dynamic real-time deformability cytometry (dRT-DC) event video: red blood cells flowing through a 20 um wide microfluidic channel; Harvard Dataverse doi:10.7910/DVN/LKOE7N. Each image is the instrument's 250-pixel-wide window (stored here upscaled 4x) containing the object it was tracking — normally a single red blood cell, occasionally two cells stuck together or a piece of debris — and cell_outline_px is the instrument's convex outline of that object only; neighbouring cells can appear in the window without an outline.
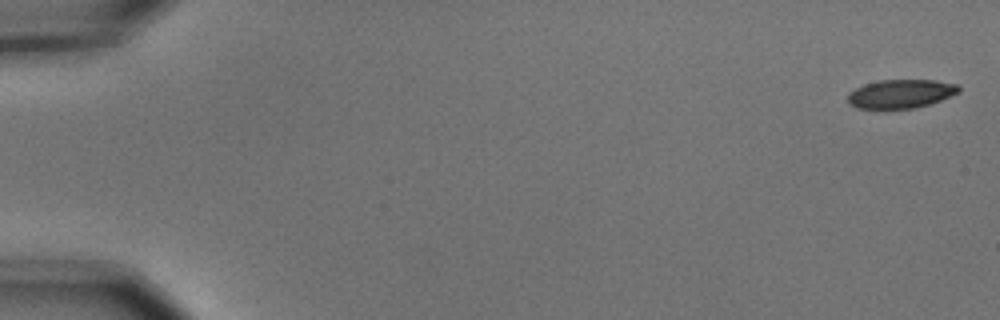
{"species": "common noctule bat (a hibernating species)", "species_latin": "Nyctalus noctula", "temperature_condition": "cold", "stored_images_in_passage": 7, "camera_frame_rate_fps": 3000, "um_per_image_px": 0.085, "animal": {"sex": "male", "body_mass_g": 15.6}, "frame": {"image": 1, "passage_image": 1, "time_ms": 0.0, "image_size_px": [1000, 320], "cell_outline_px": [[960, 92], [940, 100], [916, 108], [884, 112], [856, 108], [848, 104], [848, 92], [864, 84], [880, 80], [936, 80], [956, 84], [960, 88]], "centroid_in_image_um": [76.49, 8.02], "position_along_channel_um": 8.5, "area_um2": 19.36}}
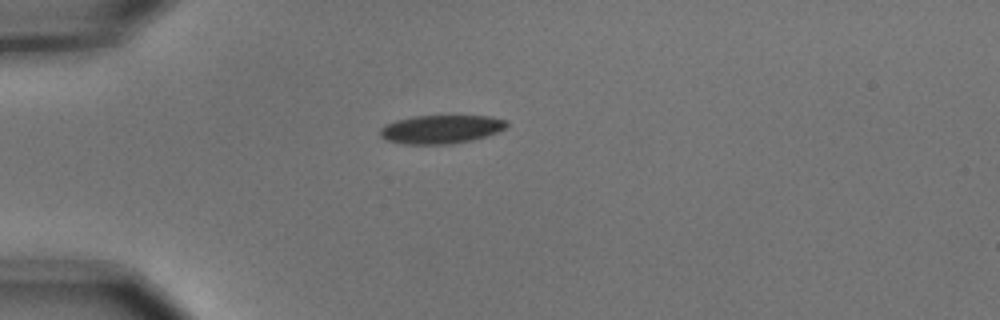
{"frame": {"image": 2, "passage_image": 5, "time_ms": 1.333, "image_size_px": [1000, 320], "cell_outline_px": [[508, 124], [504, 128], [496, 132], [472, 140], [452, 144], [404, 144], [384, 140], [380, 136], [380, 128], [384, 124], [396, 120], [416, 116], [488, 116], [504, 120]], "centroid_in_image_um": [37.41, 10.99], "position_along_channel_um": 47.6, "area_um2": 20.92}}
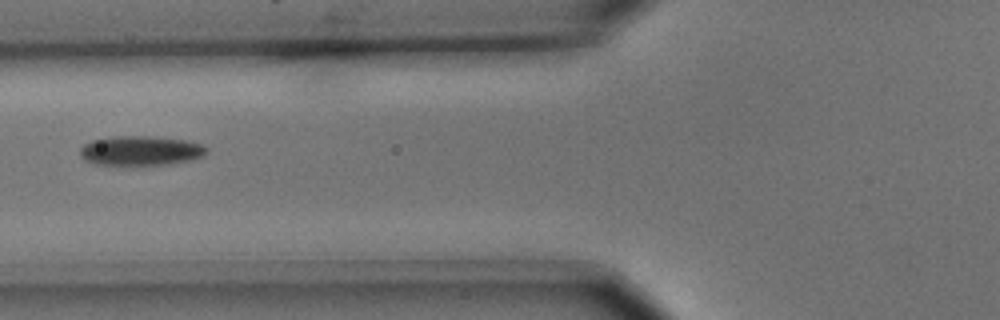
{"frame": {"image": 3, "passage_image": 7, "time_ms": 2.0, "image_size_px": [1000, 320], "cell_outline_px": [[208, 152], [204, 156], [188, 160], [164, 164], [132, 168], [96, 164], [84, 160], [80, 156], [80, 148], [84, 144], [92, 140], [112, 136], [148, 136], [184, 140], [204, 144], [208, 148]], "centroid_in_image_um": [11.92, 12.84], "position_along_channel_um": 113.9, "area_um2": 22.6}}